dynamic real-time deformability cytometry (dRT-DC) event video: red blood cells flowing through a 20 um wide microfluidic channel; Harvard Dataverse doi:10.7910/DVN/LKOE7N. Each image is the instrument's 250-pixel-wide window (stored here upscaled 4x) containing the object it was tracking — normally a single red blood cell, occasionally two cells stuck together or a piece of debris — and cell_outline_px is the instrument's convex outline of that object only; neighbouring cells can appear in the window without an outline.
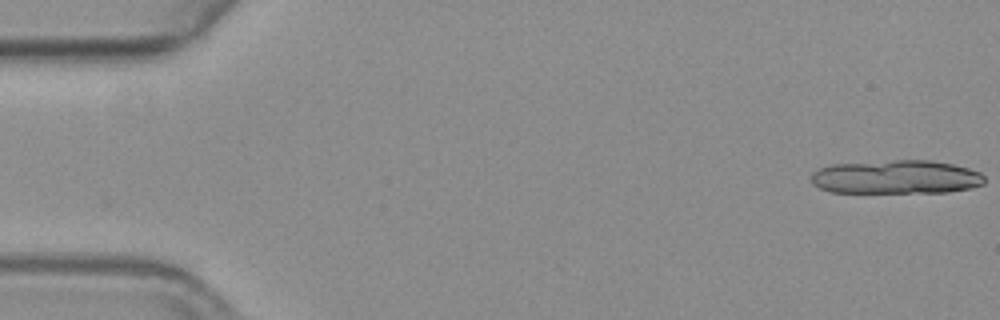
{"species": "common noctule bat (a hibernating species)", "species_latin": "Nyctalus noctula", "temperature_condition": "warm", "stored_images_in_passage": 12, "camera_frame_rate_fps": 3000, "um_per_image_px": 0.085, "animal": {"sex": "female", "body_mass_g": 19.3, "forearm_length_mm": 54.1}, "frame": {"image": 1, "passage_image": 1, "time_ms": 0.0, "image_size_px": [1000, 320], "cell_outline_px": [[976, 184], [964, 188], [904, 192], [840, 192], [824, 188], [828, 168], [892, 164], [944, 164], [964, 168], [976, 172]], "centroid_in_image_um": [76.39, 15.14], "position_along_channel_um": 8.6, "area_um2": 26.99}}